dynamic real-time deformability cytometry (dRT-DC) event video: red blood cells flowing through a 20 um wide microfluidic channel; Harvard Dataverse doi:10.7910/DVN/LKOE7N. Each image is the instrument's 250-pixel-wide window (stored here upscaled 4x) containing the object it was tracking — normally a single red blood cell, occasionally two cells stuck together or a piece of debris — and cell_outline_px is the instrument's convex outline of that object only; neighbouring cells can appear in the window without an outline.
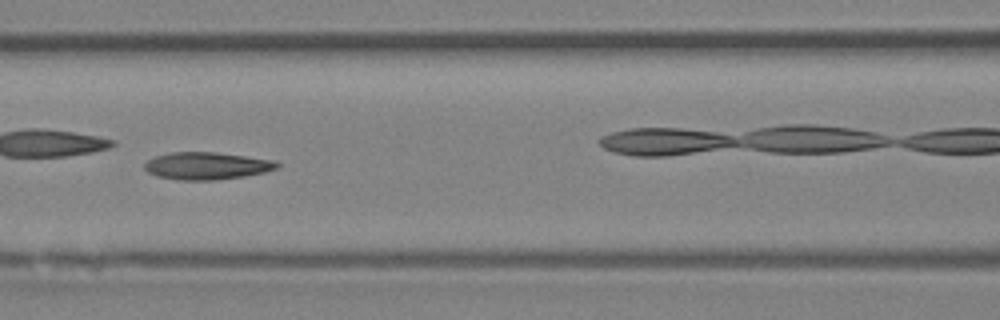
{"species": "Egyptian fruit bat (a non-hibernating species)", "species_latin": "Rousettus aegyptiacus", "temperature_condition": "room temperature", "stored_images_in_passage": 50, "camera_frame_rate_fps": 3000, "um_per_image_px": 0.085, "animal": {"sex": "female"}, "frame": {"image": 1, "passage_image": 22, "time_ms": 7.0, "image_size_px": [1000, 320], "cell_outline_px": [[280, 164], [276, 168], [264, 172], [244, 176], [216, 180], [180, 180], [156, 176], [148, 172], [144, 168], [144, 164], [148, 160], [156, 156], [172, 152], [216, 152], [276, 160]], "centroid_in_image_um": [17.57, 14.09], "position_along_channel_um": 149.0, "area_um2": 21.1}, "authors_computed_cell_mechanics": {"area_um2": 20.9236, "velocity_mm_per_s": 4.1938, "shape_relaxation_time_tau1_ms": 6.6374, "shape_relaxation_time_tau2_ms": 3.7875, "deformation_change_tau1": 0.21, "deformation_change_tau2": 0.1274}}